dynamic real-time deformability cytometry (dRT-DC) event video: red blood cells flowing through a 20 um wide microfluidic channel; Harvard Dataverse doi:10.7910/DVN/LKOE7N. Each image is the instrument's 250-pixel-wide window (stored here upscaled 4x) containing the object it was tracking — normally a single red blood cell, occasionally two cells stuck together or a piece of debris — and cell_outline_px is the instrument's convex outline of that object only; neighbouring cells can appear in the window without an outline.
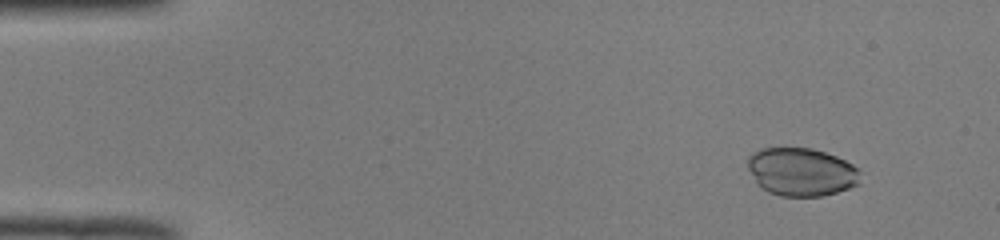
{"species": "common noctule bat (a hibernating species)", "species_latin": "Nyctalus noctula", "temperature_condition": "room temperature", "stored_images_in_passage": 52, "camera_frame_rate_fps": 3000, "um_per_image_px": 0.085, "animal": {"sex": "male", "body_mass_g": 19.0, "forearm_length_mm": 50.8}, "frame": {"image": 1, "passage_image": 6, "time_ms": 1.667, "image_size_px": [1000, 240], "cell_outline_px": [[860, 184], [836, 192], [820, 196], [780, 196], [768, 192], [760, 188], [748, 168], [748, 156], [752, 152], [760, 148], [812, 148], [836, 156], [852, 164], [860, 172]], "centroid_in_image_um": [68.1, 14.61], "position_along_channel_um": 16.9, "area_um2": 31.62}}